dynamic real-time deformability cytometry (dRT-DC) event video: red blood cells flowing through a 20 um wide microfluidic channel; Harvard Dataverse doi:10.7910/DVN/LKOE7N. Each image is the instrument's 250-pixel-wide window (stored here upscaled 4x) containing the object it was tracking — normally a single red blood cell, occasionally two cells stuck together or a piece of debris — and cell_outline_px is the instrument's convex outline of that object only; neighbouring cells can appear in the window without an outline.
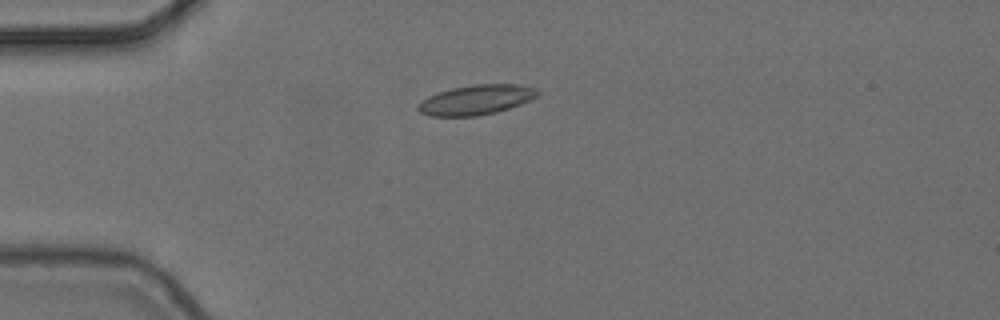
{"species": "common noctule bat (a hibernating species)", "species_latin": "Nyctalus noctula", "temperature_condition": "cold", "stored_images_in_passage": 7, "camera_frame_rate_fps": 3000, "um_per_image_px": 0.085, "animal": {"sex": "female", "body_mass_g": 24.6, "forearm_length_mm": 56.2}, "frame": {"image": 1, "passage_image": 5, "time_ms": 1.333, "image_size_px": [1000, 320], "cell_outline_px": [[540, 92], [536, 96], [520, 104], [496, 112], [476, 116], [432, 116], [420, 112], [416, 108], [428, 96], [452, 88], [472, 84], [520, 84], [536, 88]], "centroid_in_image_um": [40.49, 8.47], "position_along_channel_um": 44.5, "area_um2": 20.52}}
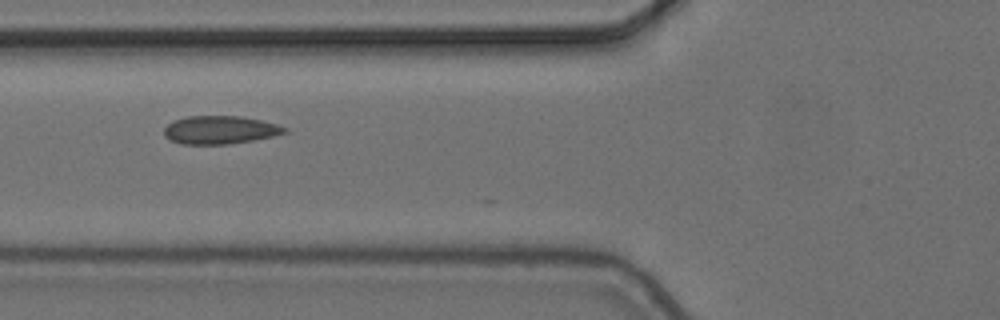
{"frame": {"image": 2, "passage_image": 7, "time_ms": 2.0, "image_size_px": [1000, 320], "cell_outline_px": [[292, 132], [252, 140], [228, 144], [180, 144], [164, 136], [164, 128], [172, 120], [188, 116], [240, 116], [260, 120], [276, 124], [288, 128]], "centroid_in_image_um": [18.71, 11.04], "position_along_channel_um": 107.1, "area_um2": 19.83}}